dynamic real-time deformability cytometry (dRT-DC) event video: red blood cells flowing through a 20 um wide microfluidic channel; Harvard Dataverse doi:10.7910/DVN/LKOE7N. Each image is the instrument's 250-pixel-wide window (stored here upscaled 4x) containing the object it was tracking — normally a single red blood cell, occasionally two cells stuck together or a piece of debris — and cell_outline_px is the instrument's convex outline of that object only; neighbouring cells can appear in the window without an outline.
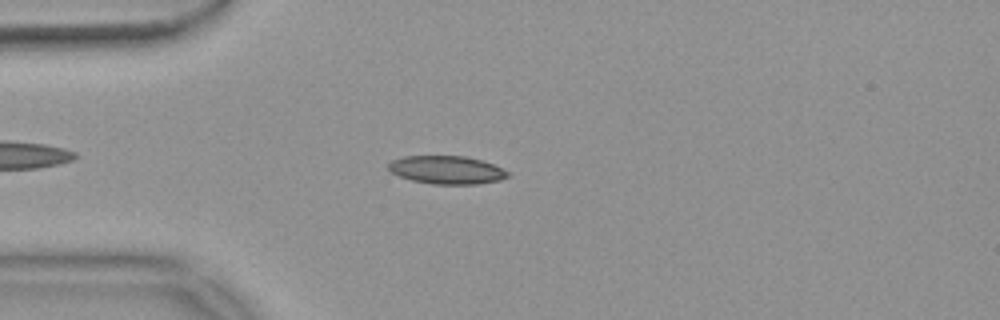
{"species": "common noctule bat (a hibernating species)", "species_latin": "Nyctalus noctula", "temperature_condition": "warm", "stored_images_in_passage": 48, "camera_frame_rate_fps": 3000, "um_per_image_px": 0.085, "animal": {"sex": "female", "body_mass_g": 18.4}, "frame": {"image": 1, "passage_image": 8, "time_ms": 2.333, "image_size_px": [1000, 320], "cell_outline_px": [[508, 176], [500, 180], [476, 184], [432, 184], [412, 180], [400, 176], [392, 172], [388, 168], [388, 164], [392, 160], [404, 156], [464, 156], [480, 160], [492, 164], [508, 172]], "centroid_in_image_um": [37.94, 14.44], "position_along_channel_um": 47.1, "area_um2": 19.31}}
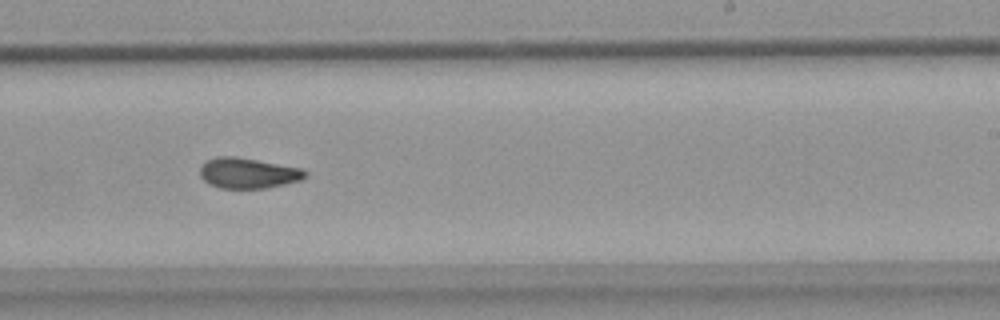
{"frame": {"image": 2, "passage_image": 27, "time_ms": 8.667, "image_size_px": [1000, 320], "cell_outline_px": [[308, 176], [300, 180], [284, 184], [264, 188], [220, 188], [204, 180], [200, 176], [200, 164], [216, 156], [236, 156], [304, 168], [308, 172]], "centroid_in_image_um": [21.11, 14.69], "position_along_channel_um": 267.9, "area_um2": 18.84}}
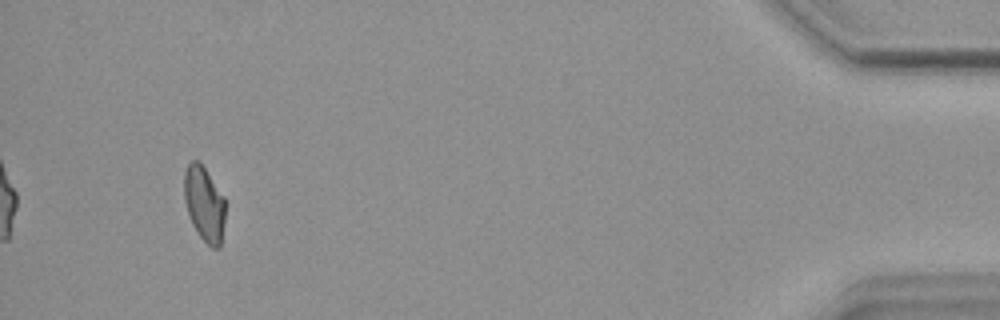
{"frame": {"image": 3, "passage_image": 45, "time_ms": 14.667, "image_size_px": [1000, 320], "cell_outline_px": [[224, 220], [220, 248], [212, 248], [196, 232], [192, 224], [184, 200], [184, 172], [188, 164], [192, 160], [200, 160], [224, 196]], "centroid_in_image_um": [17.35, 17.29], "position_along_channel_um": 417.8, "area_um2": 18.03}, "authors_computed_cell_mechanics": {"area_um2": 18.8428, "velocity_mm_per_s": 3.7155, "shape_relaxation_time_tau1_ms": null, "shape_relaxation_time_tau2_ms": 3.7902, "deformation_change_tau1": null, "deformation_change_tau2": 0.0931}}